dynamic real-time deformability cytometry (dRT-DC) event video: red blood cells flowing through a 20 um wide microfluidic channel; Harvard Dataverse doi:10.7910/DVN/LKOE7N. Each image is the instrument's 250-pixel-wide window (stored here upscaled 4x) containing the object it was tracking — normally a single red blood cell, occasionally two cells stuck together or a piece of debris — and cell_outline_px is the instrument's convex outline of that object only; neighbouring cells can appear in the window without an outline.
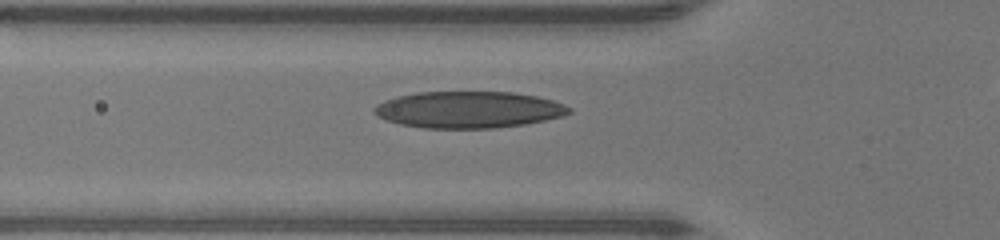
{"species": "human", "species_latin": "Homo sapiens", "temperature_condition": "warm", "stored_images_in_passage": 30, "camera_frame_rate_fps": 3000, "um_per_image_px": 0.085, "donor": {"sex": "male"}, "frame": {"image": 1, "passage_image": 4, "time_ms": 1.0, "image_size_px": [1000, 240], "cell_outline_px": [[572, 112], [564, 116], [524, 124], [492, 128], [424, 128], [400, 124], [384, 120], [372, 112], [372, 108], [376, 104], [384, 100], [396, 96], [416, 92], [512, 92], [536, 96], [552, 100], [564, 104], [572, 108]], "centroid_in_image_um": [39.79, 9.32], "position_along_channel_um": 86.0, "area_um2": 41.85}}
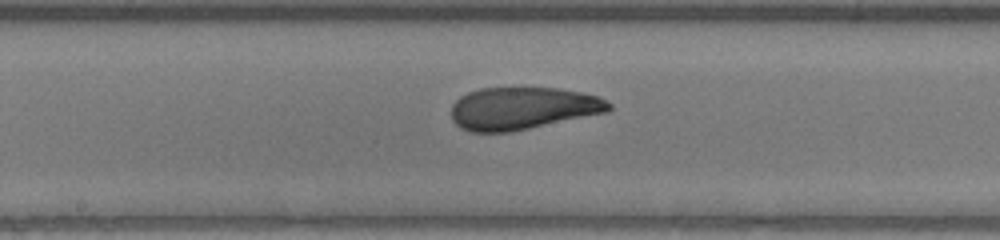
{"frame": {"image": 2, "passage_image": 12, "time_ms": 3.667, "image_size_px": [1000, 240], "cell_outline_px": [[612, 108], [608, 112], [512, 132], [468, 132], [460, 128], [452, 120], [452, 104], [460, 96], [468, 92], [480, 88], [556, 88], [580, 92], [596, 96], [612, 104]], "centroid_in_image_um": [44.4, 9.22], "position_along_channel_um": 203.8, "area_um2": 39.07}}
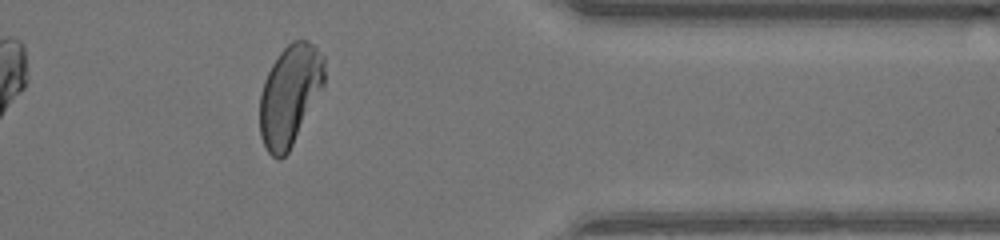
{"frame": {"image": 3, "passage_image": 26, "time_ms": 8.333, "image_size_px": [1000, 240], "cell_outline_px": [[324, 88], [288, 152], [280, 160], [276, 160], [268, 152], [260, 136], [260, 92], [264, 80], [272, 64], [280, 52], [292, 40], [308, 40], [324, 56]], "centroid_in_image_um": [24.64, 8.09], "position_along_channel_um": 386.8, "area_um2": 38.03}, "authors_computed_cell_mechanics": {"area_um2": 39.3907, "velocity_mm_per_s": 4.3746, "shape_relaxation_time_tau1_ms": 6.3639, "shape_relaxation_time_tau2_ms": 1.2188, "deformation_change_tau1": 0.2572, "deformation_change_tau2": 0.0791}}